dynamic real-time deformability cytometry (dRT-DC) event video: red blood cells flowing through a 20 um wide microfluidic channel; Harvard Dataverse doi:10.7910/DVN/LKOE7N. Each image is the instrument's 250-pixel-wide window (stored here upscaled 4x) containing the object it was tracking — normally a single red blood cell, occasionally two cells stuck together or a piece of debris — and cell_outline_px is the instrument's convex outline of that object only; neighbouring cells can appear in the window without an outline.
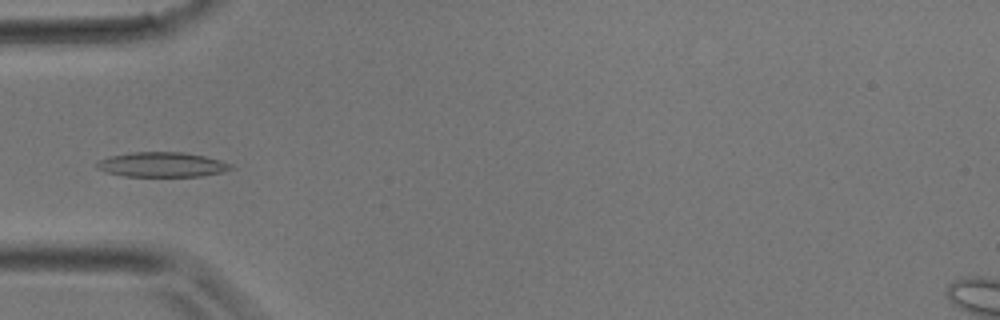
{"species": "common noctule bat (a hibernating species)", "species_latin": "Nyctalus noctula", "temperature_condition": "room temperature", "stored_images_in_passage": 29, "camera_frame_rate_fps": 3000, "um_per_image_px": 0.085, "animal": {"sex": "male", "body_mass_g": 17.9}, "frame": {"image": 1, "passage_image": 2, "time_ms": 0.333, "image_size_px": [1000, 320], "cell_outline_px": [[236, 168], [220, 172], [200, 176], [124, 176], [104, 172], [96, 168], [96, 164], [100, 160], [108, 156], [132, 152], [184, 152], [204, 156], [232, 164]], "centroid_in_image_um": [13.74, 13.99], "position_along_channel_um": 71.3, "area_um2": 19.36}}
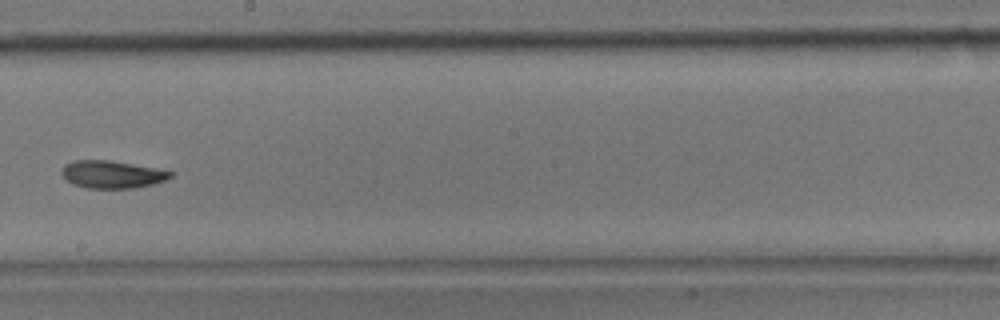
{"frame": {"image": 2, "passage_image": 12, "time_ms": 3.667, "image_size_px": [1000, 320], "cell_outline_px": [[172, 176], [164, 180], [152, 184], [132, 188], [88, 188], [72, 184], [64, 180], [60, 172], [64, 164], [72, 160], [108, 160], [156, 168], [172, 172]], "centroid_in_image_um": [9.43, 14.82], "position_along_channel_um": 238.8, "area_um2": 17.46}}
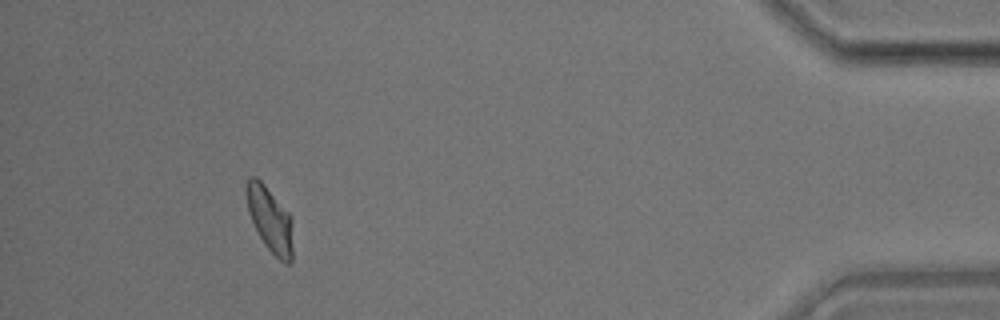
{"frame": {"image": 3, "passage_image": 26, "time_ms": 8.333, "image_size_px": [1000, 320], "cell_outline_px": [[292, 264], [284, 264], [264, 244], [248, 212], [244, 192], [244, 184], [248, 176], [256, 176], [264, 184], [292, 216]], "centroid_in_image_um": [22.93, 18.61], "position_along_channel_um": 412.3, "area_um2": 17.92}}